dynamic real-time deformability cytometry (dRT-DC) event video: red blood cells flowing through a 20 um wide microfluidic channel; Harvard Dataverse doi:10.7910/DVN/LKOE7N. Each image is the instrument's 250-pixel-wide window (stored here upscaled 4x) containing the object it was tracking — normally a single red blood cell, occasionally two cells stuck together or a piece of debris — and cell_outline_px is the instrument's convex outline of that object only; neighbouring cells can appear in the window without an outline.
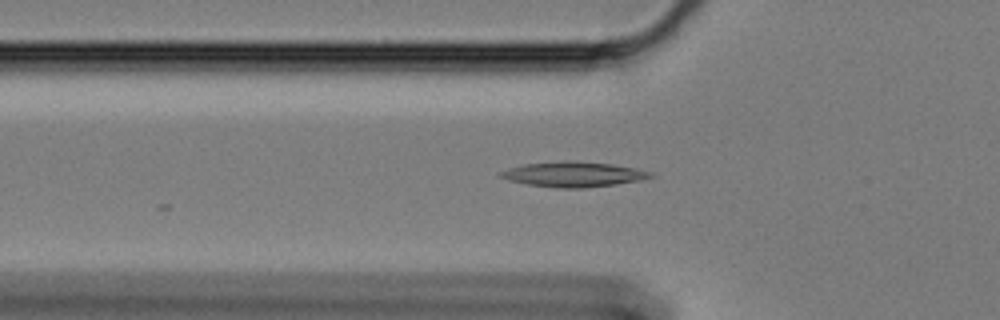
{"species": "Egyptian fruit bat (a non-hibernating species)", "species_latin": "Rousettus aegyptiacus", "temperature_condition": "cold", "stored_images_in_passage": 9, "camera_frame_rate_fps": 3000, "um_per_image_px": 0.085, "animal": {"sex": "female"}, "frame": {"image": 1, "passage_image": 2, "time_ms": 0.333, "image_size_px": [1000, 320], "cell_outline_px": [[656, 176], [640, 180], [616, 184], [584, 188], [556, 188], [528, 184], [508, 180], [500, 176], [496, 172], [508, 168], [524, 164], [564, 160], [568, 160], [612, 164], [636, 168], [652, 172]], "centroid_in_image_um": [48.73, 14.81], "position_along_channel_um": 77.1, "area_um2": 22.08}}
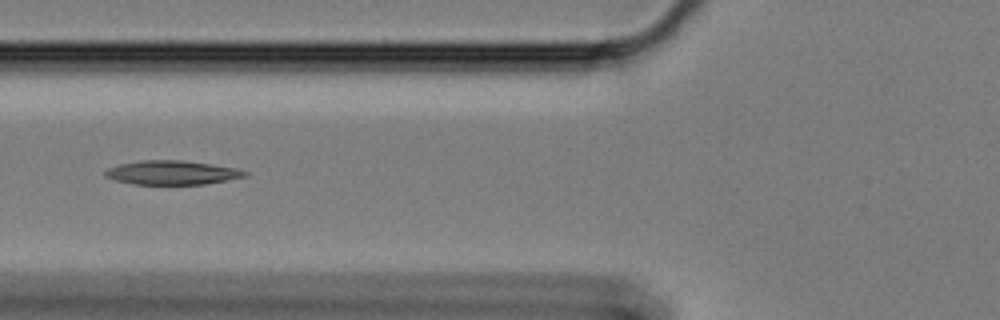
{"frame": {"image": 2, "passage_image": 5, "time_ms": 1.333, "image_size_px": [1000, 320], "cell_outline_px": [[248, 176], [228, 180], [204, 184], [136, 184], [116, 180], [104, 176], [104, 172], [108, 168], [120, 164], [140, 160], [180, 160], [236, 168], [248, 172]], "centroid_in_image_um": [14.62, 14.67], "position_along_channel_um": 111.2, "area_um2": 19.36}}